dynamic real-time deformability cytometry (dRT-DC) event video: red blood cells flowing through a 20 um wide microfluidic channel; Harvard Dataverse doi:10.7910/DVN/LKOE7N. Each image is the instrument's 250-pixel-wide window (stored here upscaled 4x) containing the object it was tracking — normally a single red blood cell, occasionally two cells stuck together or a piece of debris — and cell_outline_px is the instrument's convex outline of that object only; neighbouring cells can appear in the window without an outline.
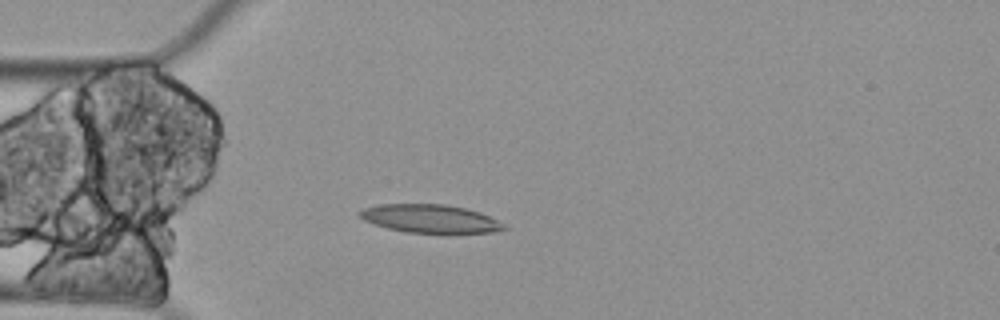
{"species": "Egyptian fruit bat (a non-hibernating species)", "species_latin": "Rousettus aegyptiacus", "temperature_condition": "cold", "stored_images_in_passage": 5, "camera_frame_rate_fps": 3000, "um_per_image_px": 0.085, "animal": {"sex": "female"}, "frame": {"image": 1, "passage_image": 5, "time_ms": 1.333, "image_size_px": [1000, 320], "cell_outline_px": [[508, 228], [492, 232], [408, 232], [388, 228], [364, 220], [356, 212], [364, 208], [380, 204], [444, 204], [464, 208], [480, 212], [504, 224]], "centroid_in_image_um": [36.53, 18.57], "position_along_channel_um": 48.5, "area_um2": 23.29}}